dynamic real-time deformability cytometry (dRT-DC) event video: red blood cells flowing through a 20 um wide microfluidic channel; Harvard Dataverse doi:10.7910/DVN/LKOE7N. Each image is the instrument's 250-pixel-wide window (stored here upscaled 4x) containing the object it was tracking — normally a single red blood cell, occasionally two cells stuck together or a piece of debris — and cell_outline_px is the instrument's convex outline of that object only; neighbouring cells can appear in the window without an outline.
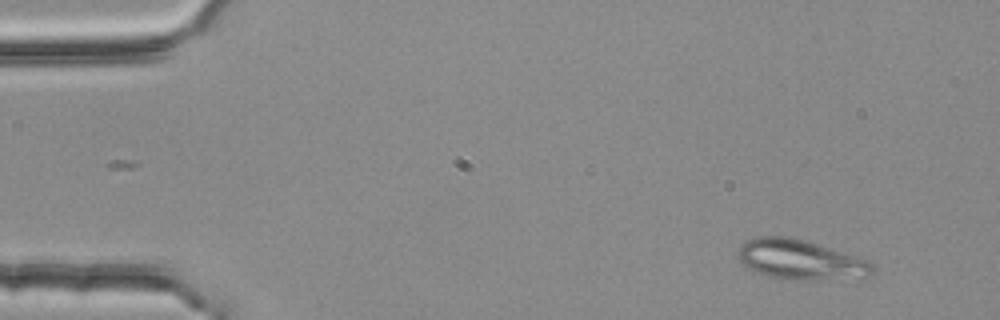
{"species": "common noctule bat (a hibernating species)", "species_latin": "Nyctalus noctula", "temperature_condition": "room temperature", "stored_images_in_passage": 4, "segment_of_instrument_passage": [2, 2], "camera_frame_rate_fps": 3000, "um_per_image_px": 0.085, "animal": {"sex": "female", "body_mass_g": 25.1}, "frame": {"image": 1, "passage_image": 4, "time_ms": 1.0, "image_size_px": [1000, 320], "cell_outline_px": [[876, 272], [872, 276], [812, 280], [800, 280], [768, 276], [756, 272], [740, 264], [740, 248], [744, 240], [756, 236], [792, 236], [856, 256], [868, 260], [876, 264]], "centroid_in_image_um": [68.07, 22.07], "position_along_channel_um": 16.9, "area_um2": 31.39}}